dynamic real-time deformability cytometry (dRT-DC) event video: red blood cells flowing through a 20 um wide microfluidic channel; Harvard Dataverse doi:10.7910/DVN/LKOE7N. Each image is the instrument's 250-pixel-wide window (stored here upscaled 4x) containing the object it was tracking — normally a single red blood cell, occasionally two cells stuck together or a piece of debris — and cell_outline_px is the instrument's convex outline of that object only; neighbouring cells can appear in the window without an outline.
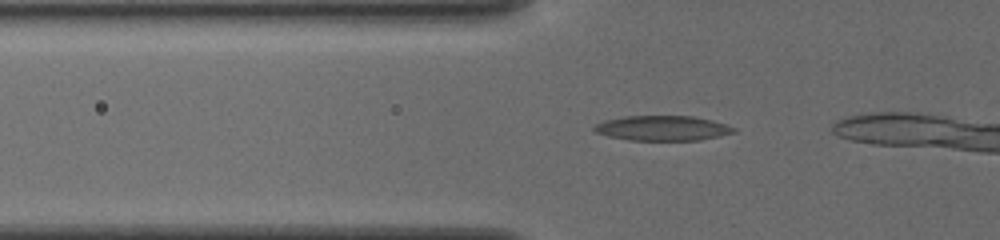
{"species": "common noctule bat (a hibernating species)", "species_latin": "Nyctalus noctula", "temperature_condition": "cold", "stored_images_in_passage": 10, "camera_frame_rate_fps": 3000, "um_per_image_px": 0.085, "animal": {"sex": "female", "body_mass_g": 19.5, "forearm_length_mm": 54.1}, "frame": {"image": 1, "passage_image": 4, "time_ms": 1.0, "image_size_px": [1000, 240], "cell_outline_px": [[736, 132], [720, 136], [700, 140], [628, 140], [608, 136], [596, 132], [592, 128], [596, 124], [604, 120], [624, 116], [692, 116], [724, 124], [736, 128]], "centroid_in_image_um": [56.28, 10.9], "position_along_channel_um": 69.5, "area_um2": 20.17}}
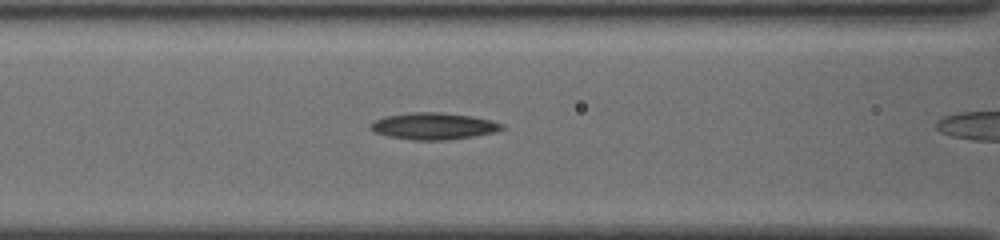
{"frame": {"image": 2, "passage_image": 9, "time_ms": 2.667, "image_size_px": [1000, 240], "cell_outline_px": [[504, 128], [492, 132], [472, 136], [448, 140], [412, 140], [388, 136], [376, 132], [372, 128], [372, 124], [376, 120], [388, 116], [412, 112], [440, 112], [472, 116], [504, 124]], "centroid_in_image_um": [36.87, 10.72], "position_along_channel_um": 129.7, "area_um2": 20.0}}